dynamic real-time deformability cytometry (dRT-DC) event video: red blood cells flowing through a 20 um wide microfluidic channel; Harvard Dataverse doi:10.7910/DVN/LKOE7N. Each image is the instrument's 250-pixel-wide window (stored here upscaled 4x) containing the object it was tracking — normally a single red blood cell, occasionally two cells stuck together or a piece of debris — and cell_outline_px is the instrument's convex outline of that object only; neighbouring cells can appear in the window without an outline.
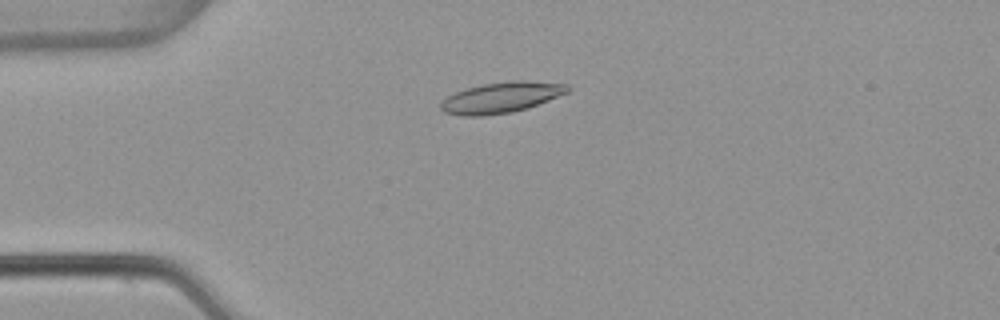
{"species": "common noctule bat (a hibernating species)", "species_latin": "Nyctalus noctula", "temperature_condition": "warm", "stored_images_in_passage": 54, "camera_frame_rate_fps": 3000, "um_per_image_px": 0.085, "animal": {"sex": "female", "body_mass_g": 22.7, "forearm_length_mm": 54.2}, "frame": {"image": 1, "passage_image": 14, "time_ms": 4.333, "image_size_px": [1000, 320], "cell_outline_px": [[572, 88], [568, 92], [528, 108], [512, 112], [480, 116], [464, 116], [444, 112], [440, 108], [440, 104], [448, 96], [456, 92], [468, 88], [484, 84], [512, 80], [528, 80], [568, 84]], "centroid_in_image_um": [42.65, 8.28], "position_along_channel_um": 42.4, "area_um2": 22.66}}
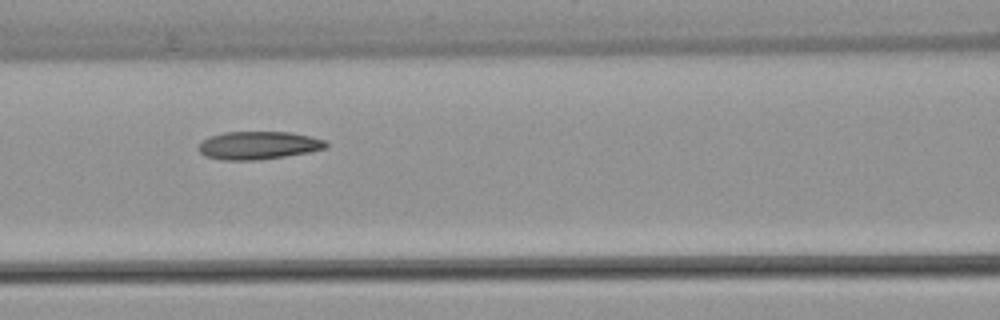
{"frame": {"image": 2, "passage_image": 24, "time_ms": 7.667, "image_size_px": [1000, 320], "cell_outline_px": [[328, 148], [308, 152], [284, 156], [256, 160], [224, 160], [204, 156], [200, 152], [200, 144], [204, 140], [212, 136], [224, 132], [292, 132], [312, 136], [324, 140], [328, 144]], "centroid_in_image_um": [22.01, 12.35], "position_along_channel_um": 144.6, "area_um2": 20.63}}
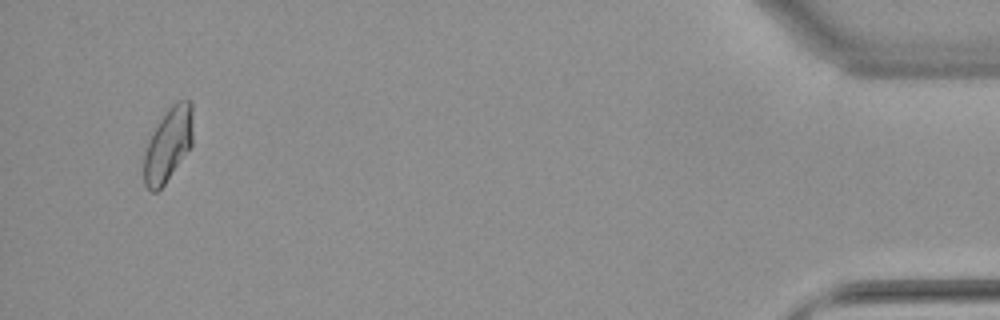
{"frame": {"image": 3, "passage_image": 52, "time_ms": 17.0, "image_size_px": [1000, 320], "cell_outline_px": [[192, 144], [164, 184], [156, 192], [152, 192], [144, 184], [144, 152], [148, 140], [152, 132], [168, 108], [176, 100], [192, 100]], "centroid_in_image_um": [14.28, 12.26], "position_along_channel_um": 420.9, "area_um2": 20.87}, "authors_computed_cell_mechanics": {"area_um2": 21.0392, "velocity_mm_per_s": 3.8211, "shape_relaxation_time_tau1_ms": null, "shape_relaxation_time_tau2_ms": 3.656, "deformation_change_tau1": null, "deformation_change_tau2": 0.0866}}